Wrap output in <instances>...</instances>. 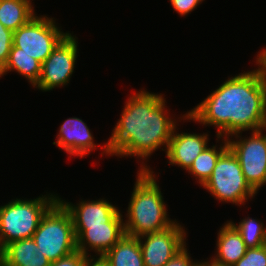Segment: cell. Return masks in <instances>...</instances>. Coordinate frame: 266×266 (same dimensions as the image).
<instances>
[{
  "label": "cell",
  "mask_w": 266,
  "mask_h": 266,
  "mask_svg": "<svg viewBox=\"0 0 266 266\" xmlns=\"http://www.w3.org/2000/svg\"><path fill=\"white\" fill-rule=\"evenodd\" d=\"M181 120L217 128L218 138L266 128V81L259 70L229 77Z\"/></svg>",
  "instance_id": "cell-1"
},
{
  "label": "cell",
  "mask_w": 266,
  "mask_h": 266,
  "mask_svg": "<svg viewBox=\"0 0 266 266\" xmlns=\"http://www.w3.org/2000/svg\"><path fill=\"white\" fill-rule=\"evenodd\" d=\"M165 102L162 94L144 89L133 93L101 155L136 156L145 161L158 148L167 150L177 120L168 116Z\"/></svg>",
  "instance_id": "cell-2"
},
{
  "label": "cell",
  "mask_w": 266,
  "mask_h": 266,
  "mask_svg": "<svg viewBox=\"0 0 266 266\" xmlns=\"http://www.w3.org/2000/svg\"><path fill=\"white\" fill-rule=\"evenodd\" d=\"M141 164L125 214L127 219L123 220L125 234L133 237L165 230L176 222L168 217L156 175L150 166L143 161Z\"/></svg>",
  "instance_id": "cell-3"
},
{
  "label": "cell",
  "mask_w": 266,
  "mask_h": 266,
  "mask_svg": "<svg viewBox=\"0 0 266 266\" xmlns=\"http://www.w3.org/2000/svg\"><path fill=\"white\" fill-rule=\"evenodd\" d=\"M58 198L49 193L30 200L12 199L0 206V250L13 241L33 237L42 216Z\"/></svg>",
  "instance_id": "cell-4"
},
{
  "label": "cell",
  "mask_w": 266,
  "mask_h": 266,
  "mask_svg": "<svg viewBox=\"0 0 266 266\" xmlns=\"http://www.w3.org/2000/svg\"><path fill=\"white\" fill-rule=\"evenodd\" d=\"M32 238L51 262L77 251L72 217L59 200L42 216Z\"/></svg>",
  "instance_id": "cell-5"
},
{
  "label": "cell",
  "mask_w": 266,
  "mask_h": 266,
  "mask_svg": "<svg viewBox=\"0 0 266 266\" xmlns=\"http://www.w3.org/2000/svg\"><path fill=\"white\" fill-rule=\"evenodd\" d=\"M203 187L215 199L238 206L245 205L257 194L247 183L239 160L229 147L218 158L212 175Z\"/></svg>",
  "instance_id": "cell-6"
},
{
  "label": "cell",
  "mask_w": 266,
  "mask_h": 266,
  "mask_svg": "<svg viewBox=\"0 0 266 266\" xmlns=\"http://www.w3.org/2000/svg\"><path fill=\"white\" fill-rule=\"evenodd\" d=\"M68 34L52 17L35 15L13 32V45L42 64Z\"/></svg>",
  "instance_id": "cell-7"
},
{
  "label": "cell",
  "mask_w": 266,
  "mask_h": 266,
  "mask_svg": "<svg viewBox=\"0 0 266 266\" xmlns=\"http://www.w3.org/2000/svg\"><path fill=\"white\" fill-rule=\"evenodd\" d=\"M264 130L266 131V128L252 131L249 138H242L243 132L230 135L231 138L235 136V140L230 139V136L226 138L228 147L239 160L247 183L256 193L266 184V134H263Z\"/></svg>",
  "instance_id": "cell-8"
},
{
  "label": "cell",
  "mask_w": 266,
  "mask_h": 266,
  "mask_svg": "<svg viewBox=\"0 0 266 266\" xmlns=\"http://www.w3.org/2000/svg\"><path fill=\"white\" fill-rule=\"evenodd\" d=\"M78 38L69 33L42 63L41 75L34 86L41 91L64 87L70 82L78 53Z\"/></svg>",
  "instance_id": "cell-9"
},
{
  "label": "cell",
  "mask_w": 266,
  "mask_h": 266,
  "mask_svg": "<svg viewBox=\"0 0 266 266\" xmlns=\"http://www.w3.org/2000/svg\"><path fill=\"white\" fill-rule=\"evenodd\" d=\"M185 228L177 221L169 228L138 237L144 266H164L186 244Z\"/></svg>",
  "instance_id": "cell-10"
},
{
  "label": "cell",
  "mask_w": 266,
  "mask_h": 266,
  "mask_svg": "<svg viewBox=\"0 0 266 266\" xmlns=\"http://www.w3.org/2000/svg\"><path fill=\"white\" fill-rule=\"evenodd\" d=\"M69 211L73 226H97L105 223H123V216L118 207L102 198L99 200H81L77 205L58 198Z\"/></svg>",
  "instance_id": "cell-11"
},
{
  "label": "cell",
  "mask_w": 266,
  "mask_h": 266,
  "mask_svg": "<svg viewBox=\"0 0 266 266\" xmlns=\"http://www.w3.org/2000/svg\"><path fill=\"white\" fill-rule=\"evenodd\" d=\"M77 250L89 255V249L96 255H104L125 234L124 223H105L97 226H74Z\"/></svg>",
  "instance_id": "cell-12"
},
{
  "label": "cell",
  "mask_w": 266,
  "mask_h": 266,
  "mask_svg": "<svg viewBox=\"0 0 266 266\" xmlns=\"http://www.w3.org/2000/svg\"><path fill=\"white\" fill-rule=\"evenodd\" d=\"M175 125L165 151L170 165L188 170L197 156L208 146L209 134L177 133Z\"/></svg>",
  "instance_id": "cell-13"
},
{
  "label": "cell",
  "mask_w": 266,
  "mask_h": 266,
  "mask_svg": "<svg viewBox=\"0 0 266 266\" xmlns=\"http://www.w3.org/2000/svg\"><path fill=\"white\" fill-rule=\"evenodd\" d=\"M56 136L57 140L53 144H56L59 149H63L71 156L82 158L90 154L97 146L87 124L77 117L65 120Z\"/></svg>",
  "instance_id": "cell-14"
},
{
  "label": "cell",
  "mask_w": 266,
  "mask_h": 266,
  "mask_svg": "<svg viewBox=\"0 0 266 266\" xmlns=\"http://www.w3.org/2000/svg\"><path fill=\"white\" fill-rule=\"evenodd\" d=\"M0 264L2 266H50L51 261L39 251L31 237L16 240L4 246L0 250Z\"/></svg>",
  "instance_id": "cell-15"
},
{
  "label": "cell",
  "mask_w": 266,
  "mask_h": 266,
  "mask_svg": "<svg viewBox=\"0 0 266 266\" xmlns=\"http://www.w3.org/2000/svg\"><path fill=\"white\" fill-rule=\"evenodd\" d=\"M216 253L212 261L220 265L233 266L246 253L247 247L240 233L227 221L217 233Z\"/></svg>",
  "instance_id": "cell-16"
},
{
  "label": "cell",
  "mask_w": 266,
  "mask_h": 266,
  "mask_svg": "<svg viewBox=\"0 0 266 266\" xmlns=\"http://www.w3.org/2000/svg\"><path fill=\"white\" fill-rule=\"evenodd\" d=\"M103 257L110 266H144L138 237L126 234Z\"/></svg>",
  "instance_id": "cell-17"
},
{
  "label": "cell",
  "mask_w": 266,
  "mask_h": 266,
  "mask_svg": "<svg viewBox=\"0 0 266 266\" xmlns=\"http://www.w3.org/2000/svg\"><path fill=\"white\" fill-rule=\"evenodd\" d=\"M31 0H0V23L16 31L35 16Z\"/></svg>",
  "instance_id": "cell-18"
},
{
  "label": "cell",
  "mask_w": 266,
  "mask_h": 266,
  "mask_svg": "<svg viewBox=\"0 0 266 266\" xmlns=\"http://www.w3.org/2000/svg\"><path fill=\"white\" fill-rule=\"evenodd\" d=\"M41 66L42 64L38 60L26 53L18 52V47L13 45L7 63L0 71V78L9 71H16L34 87L40 78Z\"/></svg>",
  "instance_id": "cell-19"
},
{
  "label": "cell",
  "mask_w": 266,
  "mask_h": 266,
  "mask_svg": "<svg viewBox=\"0 0 266 266\" xmlns=\"http://www.w3.org/2000/svg\"><path fill=\"white\" fill-rule=\"evenodd\" d=\"M222 143L224 145L220 144L219 149L217 145L211 147L208 145L187 170L189 174L193 175L198 180L197 182L200 186H203L210 178L218 158L228 148V141L226 138L223 137Z\"/></svg>",
  "instance_id": "cell-20"
},
{
  "label": "cell",
  "mask_w": 266,
  "mask_h": 266,
  "mask_svg": "<svg viewBox=\"0 0 266 266\" xmlns=\"http://www.w3.org/2000/svg\"><path fill=\"white\" fill-rule=\"evenodd\" d=\"M240 233L247 248H258L266 244V226L258 219L249 216L242 219L239 224L229 221Z\"/></svg>",
  "instance_id": "cell-21"
},
{
  "label": "cell",
  "mask_w": 266,
  "mask_h": 266,
  "mask_svg": "<svg viewBox=\"0 0 266 266\" xmlns=\"http://www.w3.org/2000/svg\"><path fill=\"white\" fill-rule=\"evenodd\" d=\"M233 266H266V244L247 248L246 253Z\"/></svg>",
  "instance_id": "cell-22"
},
{
  "label": "cell",
  "mask_w": 266,
  "mask_h": 266,
  "mask_svg": "<svg viewBox=\"0 0 266 266\" xmlns=\"http://www.w3.org/2000/svg\"><path fill=\"white\" fill-rule=\"evenodd\" d=\"M13 46V31L0 23V71L7 63L11 47Z\"/></svg>",
  "instance_id": "cell-23"
},
{
  "label": "cell",
  "mask_w": 266,
  "mask_h": 266,
  "mask_svg": "<svg viewBox=\"0 0 266 266\" xmlns=\"http://www.w3.org/2000/svg\"><path fill=\"white\" fill-rule=\"evenodd\" d=\"M185 245L164 266H196L200 261H193Z\"/></svg>",
  "instance_id": "cell-24"
},
{
  "label": "cell",
  "mask_w": 266,
  "mask_h": 266,
  "mask_svg": "<svg viewBox=\"0 0 266 266\" xmlns=\"http://www.w3.org/2000/svg\"><path fill=\"white\" fill-rule=\"evenodd\" d=\"M87 256L77 250L66 257L51 262L50 266H84Z\"/></svg>",
  "instance_id": "cell-25"
},
{
  "label": "cell",
  "mask_w": 266,
  "mask_h": 266,
  "mask_svg": "<svg viewBox=\"0 0 266 266\" xmlns=\"http://www.w3.org/2000/svg\"><path fill=\"white\" fill-rule=\"evenodd\" d=\"M174 11L181 16H186L190 12L197 9L203 1L202 0H169Z\"/></svg>",
  "instance_id": "cell-26"
},
{
  "label": "cell",
  "mask_w": 266,
  "mask_h": 266,
  "mask_svg": "<svg viewBox=\"0 0 266 266\" xmlns=\"http://www.w3.org/2000/svg\"><path fill=\"white\" fill-rule=\"evenodd\" d=\"M256 57V65L258 64V70L261 74V77L266 81V48L258 52Z\"/></svg>",
  "instance_id": "cell-27"
},
{
  "label": "cell",
  "mask_w": 266,
  "mask_h": 266,
  "mask_svg": "<svg viewBox=\"0 0 266 266\" xmlns=\"http://www.w3.org/2000/svg\"><path fill=\"white\" fill-rule=\"evenodd\" d=\"M84 266H110V264L102 255H98L96 258L91 255L89 257L88 255L86 257Z\"/></svg>",
  "instance_id": "cell-28"
},
{
  "label": "cell",
  "mask_w": 266,
  "mask_h": 266,
  "mask_svg": "<svg viewBox=\"0 0 266 266\" xmlns=\"http://www.w3.org/2000/svg\"><path fill=\"white\" fill-rule=\"evenodd\" d=\"M202 266H225V265H220V264H218V263H215L214 261H212V260H206V261H204V262H199Z\"/></svg>",
  "instance_id": "cell-29"
}]
</instances>
